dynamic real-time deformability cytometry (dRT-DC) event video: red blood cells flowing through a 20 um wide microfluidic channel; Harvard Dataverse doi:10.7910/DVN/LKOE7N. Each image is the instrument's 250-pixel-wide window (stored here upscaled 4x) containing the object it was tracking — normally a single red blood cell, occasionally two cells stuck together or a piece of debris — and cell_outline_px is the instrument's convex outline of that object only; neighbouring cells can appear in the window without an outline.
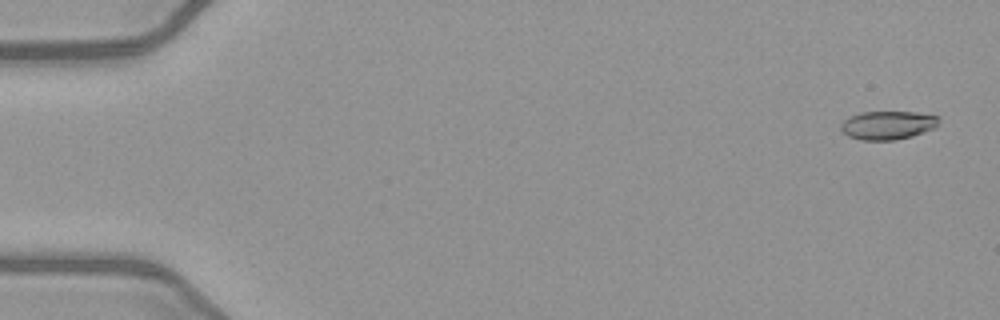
{"species": "common noctule bat (a hibernating species)", "species_latin": "Nyctalus noctula", "temperature_condition": "warm", "stored_images_in_passage": 51, "camera_frame_rate_fps": 3000, "um_per_image_px": 0.085, "animal": {"sex": "female", "body_mass_g": 21.9}, "frame": {"image": 1, "passage_image": 2, "time_ms": 0.333, "image_size_px": [1000, 320], "cell_outline_px": [[940, 120], [936, 128], [912, 136], [896, 140], [860, 140], [848, 136], [840, 128], [840, 124], [848, 116], [860, 112], [916, 112], [940, 116]], "centroid_in_image_um": [75.47, 10.63], "position_along_channel_um": 9.5, "area_um2": 16.53}}
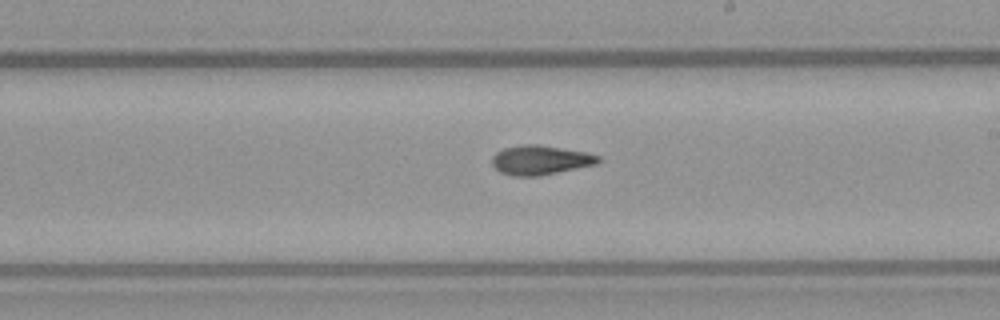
{"frame": {"image": 2, "passage_image": 30, "time_ms": 9.667, "image_size_px": [1000, 320], "cell_outline_px": [[600, 160], [596, 164], [540, 176], [512, 176], [500, 172], [492, 164], [492, 156], [496, 152], [504, 148], [524, 144], [540, 144], [588, 152], [600, 156]], "centroid_in_image_um": [45.93, 13.6], "position_along_channel_um": 243.1, "area_um2": 18.32}}
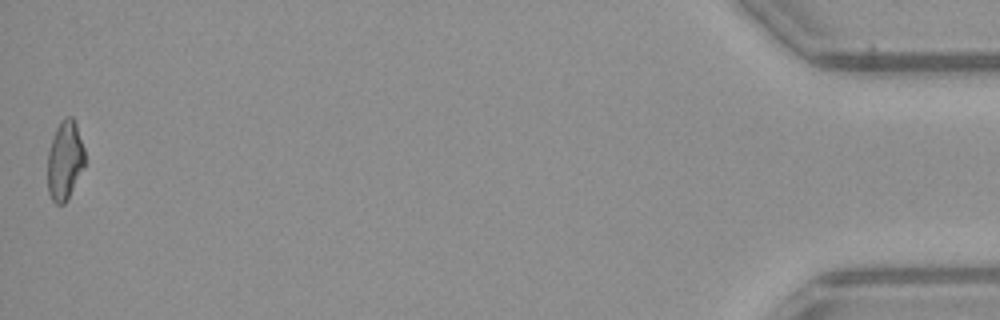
{"frame": {"image": 3, "passage_image": 51, "time_ms": 16.667, "image_size_px": [1000, 320], "cell_outline_px": [[84, 164], [68, 200], [64, 204], [56, 204], [52, 200], [48, 192], [48, 152], [56, 128], [60, 120], [64, 116], [72, 116], [76, 124], [84, 148]], "centroid_in_image_um": [5.5, 13.63], "position_along_channel_um": 429.7, "area_um2": 17.05}, "authors_computed_cell_mechanics": {"area_um2": 17.4556, "velocity_mm_per_s": 4.066, "shape_relaxation_time_tau1_ms": null, "shape_relaxation_time_tau2_ms": 4.3693, "deformation_change_tau1": null, "deformation_change_tau2": 0.1308}}